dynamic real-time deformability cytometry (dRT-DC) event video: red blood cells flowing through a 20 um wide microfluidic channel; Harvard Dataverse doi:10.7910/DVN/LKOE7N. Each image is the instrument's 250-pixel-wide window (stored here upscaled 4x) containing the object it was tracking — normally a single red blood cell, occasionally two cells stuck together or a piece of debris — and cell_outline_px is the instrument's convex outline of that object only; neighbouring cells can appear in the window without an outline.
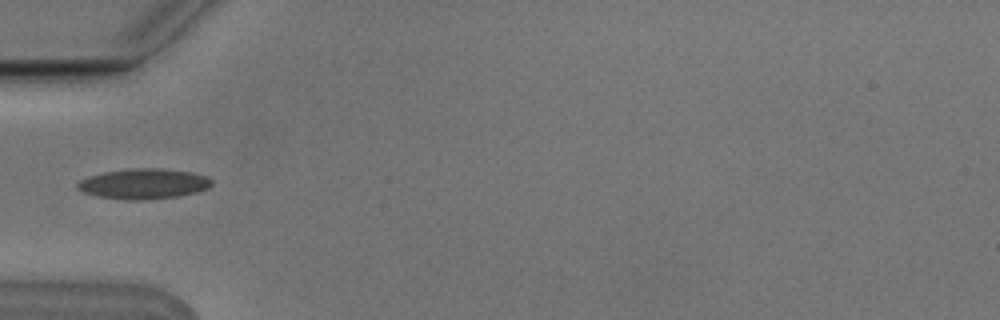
{"species": "Egyptian fruit bat (a non-hibernating species)", "species_latin": "Rousettus aegyptiacus", "temperature_condition": "cold", "stored_images_in_passage": 7, "camera_frame_rate_fps": 3000, "um_per_image_px": 0.085, "animal": {"sex": "male"}, "frame": {"image": 1, "passage_image": 6, "time_ms": 1.667, "image_size_px": [1000, 320], "cell_outline_px": [[212, 184], [208, 188], [196, 192], [180, 196], [144, 200], [128, 200], [96, 196], [84, 192], [76, 188], [76, 184], [80, 180], [88, 176], [104, 172], [132, 168], [160, 168], [192, 172], [208, 176], [212, 180]], "centroid_in_image_um": [12.22, 15.62], "position_along_channel_um": 72.8, "area_um2": 23.87}}